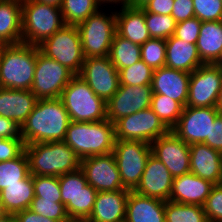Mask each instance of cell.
<instances>
[{
  "label": "cell",
  "mask_w": 222,
  "mask_h": 222,
  "mask_svg": "<svg viewBox=\"0 0 222 222\" xmlns=\"http://www.w3.org/2000/svg\"><path fill=\"white\" fill-rule=\"evenodd\" d=\"M64 25L61 8L22 0V43L38 46Z\"/></svg>",
  "instance_id": "5b68a950"
},
{
  "label": "cell",
  "mask_w": 222,
  "mask_h": 222,
  "mask_svg": "<svg viewBox=\"0 0 222 222\" xmlns=\"http://www.w3.org/2000/svg\"><path fill=\"white\" fill-rule=\"evenodd\" d=\"M150 108L159 117L162 123L171 130L177 124L184 106L168 96L153 94Z\"/></svg>",
  "instance_id": "e575fe53"
},
{
  "label": "cell",
  "mask_w": 222,
  "mask_h": 222,
  "mask_svg": "<svg viewBox=\"0 0 222 222\" xmlns=\"http://www.w3.org/2000/svg\"><path fill=\"white\" fill-rule=\"evenodd\" d=\"M165 41V67L192 73L195 69L204 65L199 57L196 44L187 43L173 35Z\"/></svg>",
  "instance_id": "484cf974"
},
{
  "label": "cell",
  "mask_w": 222,
  "mask_h": 222,
  "mask_svg": "<svg viewBox=\"0 0 222 222\" xmlns=\"http://www.w3.org/2000/svg\"><path fill=\"white\" fill-rule=\"evenodd\" d=\"M24 151L22 138H0V162L19 157Z\"/></svg>",
  "instance_id": "f6af8a7d"
},
{
  "label": "cell",
  "mask_w": 222,
  "mask_h": 222,
  "mask_svg": "<svg viewBox=\"0 0 222 222\" xmlns=\"http://www.w3.org/2000/svg\"><path fill=\"white\" fill-rule=\"evenodd\" d=\"M16 222H60L42 215L32 212L30 209H25L14 214Z\"/></svg>",
  "instance_id": "f907efd6"
},
{
  "label": "cell",
  "mask_w": 222,
  "mask_h": 222,
  "mask_svg": "<svg viewBox=\"0 0 222 222\" xmlns=\"http://www.w3.org/2000/svg\"><path fill=\"white\" fill-rule=\"evenodd\" d=\"M203 209L208 222H222V184L212 187Z\"/></svg>",
  "instance_id": "b9f144b4"
},
{
  "label": "cell",
  "mask_w": 222,
  "mask_h": 222,
  "mask_svg": "<svg viewBox=\"0 0 222 222\" xmlns=\"http://www.w3.org/2000/svg\"><path fill=\"white\" fill-rule=\"evenodd\" d=\"M129 192L128 189L98 192L85 222H124Z\"/></svg>",
  "instance_id": "44dd1931"
},
{
  "label": "cell",
  "mask_w": 222,
  "mask_h": 222,
  "mask_svg": "<svg viewBox=\"0 0 222 222\" xmlns=\"http://www.w3.org/2000/svg\"><path fill=\"white\" fill-rule=\"evenodd\" d=\"M152 96L151 85H120L106 102L107 119L115 123L122 117L150 108Z\"/></svg>",
  "instance_id": "2e32d148"
},
{
  "label": "cell",
  "mask_w": 222,
  "mask_h": 222,
  "mask_svg": "<svg viewBox=\"0 0 222 222\" xmlns=\"http://www.w3.org/2000/svg\"><path fill=\"white\" fill-rule=\"evenodd\" d=\"M196 46L204 64H218L222 60V20L202 22Z\"/></svg>",
  "instance_id": "83f0119b"
},
{
  "label": "cell",
  "mask_w": 222,
  "mask_h": 222,
  "mask_svg": "<svg viewBox=\"0 0 222 222\" xmlns=\"http://www.w3.org/2000/svg\"><path fill=\"white\" fill-rule=\"evenodd\" d=\"M0 41L22 43V0H0Z\"/></svg>",
  "instance_id": "4316f807"
},
{
  "label": "cell",
  "mask_w": 222,
  "mask_h": 222,
  "mask_svg": "<svg viewBox=\"0 0 222 222\" xmlns=\"http://www.w3.org/2000/svg\"><path fill=\"white\" fill-rule=\"evenodd\" d=\"M190 76L191 73L165 66L155 69L151 84L153 94L168 96L186 107Z\"/></svg>",
  "instance_id": "d6986e66"
},
{
  "label": "cell",
  "mask_w": 222,
  "mask_h": 222,
  "mask_svg": "<svg viewBox=\"0 0 222 222\" xmlns=\"http://www.w3.org/2000/svg\"><path fill=\"white\" fill-rule=\"evenodd\" d=\"M123 186L133 191L140 182L149 156V143L143 141L116 140L112 151Z\"/></svg>",
  "instance_id": "9c48e42d"
},
{
  "label": "cell",
  "mask_w": 222,
  "mask_h": 222,
  "mask_svg": "<svg viewBox=\"0 0 222 222\" xmlns=\"http://www.w3.org/2000/svg\"><path fill=\"white\" fill-rule=\"evenodd\" d=\"M201 23L202 21L197 17L176 23L173 36L182 39L187 43L196 44L200 34Z\"/></svg>",
  "instance_id": "ee69618b"
},
{
  "label": "cell",
  "mask_w": 222,
  "mask_h": 222,
  "mask_svg": "<svg viewBox=\"0 0 222 222\" xmlns=\"http://www.w3.org/2000/svg\"><path fill=\"white\" fill-rule=\"evenodd\" d=\"M218 65L221 67L222 69V60L218 63Z\"/></svg>",
  "instance_id": "91938a15"
},
{
  "label": "cell",
  "mask_w": 222,
  "mask_h": 222,
  "mask_svg": "<svg viewBox=\"0 0 222 222\" xmlns=\"http://www.w3.org/2000/svg\"><path fill=\"white\" fill-rule=\"evenodd\" d=\"M124 222H165V201L130 191Z\"/></svg>",
  "instance_id": "cb8c5ba5"
},
{
  "label": "cell",
  "mask_w": 222,
  "mask_h": 222,
  "mask_svg": "<svg viewBox=\"0 0 222 222\" xmlns=\"http://www.w3.org/2000/svg\"><path fill=\"white\" fill-rule=\"evenodd\" d=\"M151 0H130V6L143 8Z\"/></svg>",
  "instance_id": "db71d44e"
},
{
  "label": "cell",
  "mask_w": 222,
  "mask_h": 222,
  "mask_svg": "<svg viewBox=\"0 0 222 222\" xmlns=\"http://www.w3.org/2000/svg\"><path fill=\"white\" fill-rule=\"evenodd\" d=\"M154 70L142 60L119 71L120 85H151Z\"/></svg>",
  "instance_id": "d590c367"
},
{
  "label": "cell",
  "mask_w": 222,
  "mask_h": 222,
  "mask_svg": "<svg viewBox=\"0 0 222 222\" xmlns=\"http://www.w3.org/2000/svg\"><path fill=\"white\" fill-rule=\"evenodd\" d=\"M215 108H216V110H217L220 114H222V88H221V91H220L219 94H218V99H217Z\"/></svg>",
  "instance_id": "9f6ffc18"
},
{
  "label": "cell",
  "mask_w": 222,
  "mask_h": 222,
  "mask_svg": "<svg viewBox=\"0 0 222 222\" xmlns=\"http://www.w3.org/2000/svg\"><path fill=\"white\" fill-rule=\"evenodd\" d=\"M165 222H208L203 206L165 201Z\"/></svg>",
  "instance_id": "836d02e7"
},
{
  "label": "cell",
  "mask_w": 222,
  "mask_h": 222,
  "mask_svg": "<svg viewBox=\"0 0 222 222\" xmlns=\"http://www.w3.org/2000/svg\"><path fill=\"white\" fill-rule=\"evenodd\" d=\"M38 47L46 57L65 66L74 75L80 74L85 57L80 33L76 25L65 24L55 34L39 44Z\"/></svg>",
  "instance_id": "52a82bcc"
},
{
  "label": "cell",
  "mask_w": 222,
  "mask_h": 222,
  "mask_svg": "<svg viewBox=\"0 0 222 222\" xmlns=\"http://www.w3.org/2000/svg\"><path fill=\"white\" fill-rule=\"evenodd\" d=\"M210 147L222 153V114H219L210 130Z\"/></svg>",
  "instance_id": "681fc988"
},
{
  "label": "cell",
  "mask_w": 222,
  "mask_h": 222,
  "mask_svg": "<svg viewBox=\"0 0 222 222\" xmlns=\"http://www.w3.org/2000/svg\"><path fill=\"white\" fill-rule=\"evenodd\" d=\"M219 114L215 107L186 106L170 131L189 145L203 143L210 146L211 125Z\"/></svg>",
  "instance_id": "7c38bea8"
},
{
  "label": "cell",
  "mask_w": 222,
  "mask_h": 222,
  "mask_svg": "<svg viewBox=\"0 0 222 222\" xmlns=\"http://www.w3.org/2000/svg\"><path fill=\"white\" fill-rule=\"evenodd\" d=\"M115 126L108 119L99 122L70 121L64 142L83 159L113 151Z\"/></svg>",
  "instance_id": "7a4b0ae2"
},
{
  "label": "cell",
  "mask_w": 222,
  "mask_h": 222,
  "mask_svg": "<svg viewBox=\"0 0 222 222\" xmlns=\"http://www.w3.org/2000/svg\"><path fill=\"white\" fill-rule=\"evenodd\" d=\"M29 209L36 214L55 221L72 222L67 214L65 205L62 203H56L54 200L34 197Z\"/></svg>",
  "instance_id": "f35d334b"
},
{
  "label": "cell",
  "mask_w": 222,
  "mask_h": 222,
  "mask_svg": "<svg viewBox=\"0 0 222 222\" xmlns=\"http://www.w3.org/2000/svg\"><path fill=\"white\" fill-rule=\"evenodd\" d=\"M173 7L174 0H151L142 9L144 12L171 15Z\"/></svg>",
  "instance_id": "7dc6e473"
},
{
  "label": "cell",
  "mask_w": 222,
  "mask_h": 222,
  "mask_svg": "<svg viewBox=\"0 0 222 222\" xmlns=\"http://www.w3.org/2000/svg\"><path fill=\"white\" fill-rule=\"evenodd\" d=\"M35 197L54 200L61 203V190L58 177L55 176H32Z\"/></svg>",
  "instance_id": "ab89813d"
},
{
  "label": "cell",
  "mask_w": 222,
  "mask_h": 222,
  "mask_svg": "<svg viewBox=\"0 0 222 222\" xmlns=\"http://www.w3.org/2000/svg\"><path fill=\"white\" fill-rule=\"evenodd\" d=\"M0 138H22L21 126L15 121L0 116Z\"/></svg>",
  "instance_id": "c3c4849f"
},
{
  "label": "cell",
  "mask_w": 222,
  "mask_h": 222,
  "mask_svg": "<svg viewBox=\"0 0 222 222\" xmlns=\"http://www.w3.org/2000/svg\"><path fill=\"white\" fill-rule=\"evenodd\" d=\"M73 76L65 66L39 51L31 91L38 99L60 98Z\"/></svg>",
  "instance_id": "8fae6325"
},
{
  "label": "cell",
  "mask_w": 222,
  "mask_h": 222,
  "mask_svg": "<svg viewBox=\"0 0 222 222\" xmlns=\"http://www.w3.org/2000/svg\"><path fill=\"white\" fill-rule=\"evenodd\" d=\"M100 6L104 3H110V4H121L122 6L121 7H124V6H130V0H98Z\"/></svg>",
  "instance_id": "816d5d0a"
},
{
  "label": "cell",
  "mask_w": 222,
  "mask_h": 222,
  "mask_svg": "<svg viewBox=\"0 0 222 222\" xmlns=\"http://www.w3.org/2000/svg\"><path fill=\"white\" fill-rule=\"evenodd\" d=\"M150 146L152 155L166 166L174 178L190 173V145L172 131L154 140Z\"/></svg>",
  "instance_id": "e0dca14e"
},
{
  "label": "cell",
  "mask_w": 222,
  "mask_h": 222,
  "mask_svg": "<svg viewBox=\"0 0 222 222\" xmlns=\"http://www.w3.org/2000/svg\"><path fill=\"white\" fill-rule=\"evenodd\" d=\"M171 16L176 23L195 17L193 0H174Z\"/></svg>",
  "instance_id": "bcb514c9"
},
{
  "label": "cell",
  "mask_w": 222,
  "mask_h": 222,
  "mask_svg": "<svg viewBox=\"0 0 222 222\" xmlns=\"http://www.w3.org/2000/svg\"><path fill=\"white\" fill-rule=\"evenodd\" d=\"M61 190V203L65 205L72 222H77V195L88 184L83 171L62 174L58 177Z\"/></svg>",
  "instance_id": "f546056e"
},
{
  "label": "cell",
  "mask_w": 222,
  "mask_h": 222,
  "mask_svg": "<svg viewBox=\"0 0 222 222\" xmlns=\"http://www.w3.org/2000/svg\"><path fill=\"white\" fill-rule=\"evenodd\" d=\"M3 89L2 83H1V79H0V90Z\"/></svg>",
  "instance_id": "94428289"
},
{
  "label": "cell",
  "mask_w": 222,
  "mask_h": 222,
  "mask_svg": "<svg viewBox=\"0 0 222 222\" xmlns=\"http://www.w3.org/2000/svg\"><path fill=\"white\" fill-rule=\"evenodd\" d=\"M60 99L70 121L99 122L107 119L106 101L98 97L79 75L72 77Z\"/></svg>",
  "instance_id": "8992f818"
},
{
  "label": "cell",
  "mask_w": 222,
  "mask_h": 222,
  "mask_svg": "<svg viewBox=\"0 0 222 222\" xmlns=\"http://www.w3.org/2000/svg\"><path fill=\"white\" fill-rule=\"evenodd\" d=\"M111 14L99 9L77 25L85 59L109 55L116 34V11Z\"/></svg>",
  "instance_id": "ba28073f"
},
{
  "label": "cell",
  "mask_w": 222,
  "mask_h": 222,
  "mask_svg": "<svg viewBox=\"0 0 222 222\" xmlns=\"http://www.w3.org/2000/svg\"><path fill=\"white\" fill-rule=\"evenodd\" d=\"M79 76L106 102L120 86L119 72L108 56L86 58Z\"/></svg>",
  "instance_id": "5bb4252c"
},
{
  "label": "cell",
  "mask_w": 222,
  "mask_h": 222,
  "mask_svg": "<svg viewBox=\"0 0 222 222\" xmlns=\"http://www.w3.org/2000/svg\"><path fill=\"white\" fill-rule=\"evenodd\" d=\"M5 45L0 41V50L4 47Z\"/></svg>",
  "instance_id": "680465c9"
},
{
  "label": "cell",
  "mask_w": 222,
  "mask_h": 222,
  "mask_svg": "<svg viewBox=\"0 0 222 222\" xmlns=\"http://www.w3.org/2000/svg\"><path fill=\"white\" fill-rule=\"evenodd\" d=\"M222 88V69L218 64H204L190 76L186 106L215 107Z\"/></svg>",
  "instance_id": "4fadbf2b"
},
{
  "label": "cell",
  "mask_w": 222,
  "mask_h": 222,
  "mask_svg": "<svg viewBox=\"0 0 222 222\" xmlns=\"http://www.w3.org/2000/svg\"><path fill=\"white\" fill-rule=\"evenodd\" d=\"M174 177L166 166L152 154L149 156L135 193L169 201Z\"/></svg>",
  "instance_id": "ac0fdd59"
},
{
  "label": "cell",
  "mask_w": 222,
  "mask_h": 222,
  "mask_svg": "<svg viewBox=\"0 0 222 222\" xmlns=\"http://www.w3.org/2000/svg\"><path fill=\"white\" fill-rule=\"evenodd\" d=\"M30 175L29 160L24 151L19 157L0 162V191L20 183Z\"/></svg>",
  "instance_id": "1f68e13d"
},
{
  "label": "cell",
  "mask_w": 222,
  "mask_h": 222,
  "mask_svg": "<svg viewBox=\"0 0 222 222\" xmlns=\"http://www.w3.org/2000/svg\"><path fill=\"white\" fill-rule=\"evenodd\" d=\"M190 173L222 184V153L203 143L190 144Z\"/></svg>",
  "instance_id": "ffe728a7"
},
{
  "label": "cell",
  "mask_w": 222,
  "mask_h": 222,
  "mask_svg": "<svg viewBox=\"0 0 222 222\" xmlns=\"http://www.w3.org/2000/svg\"><path fill=\"white\" fill-rule=\"evenodd\" d=\"M116 33L131 42L142 45L151 38L142 8L121 7L116 11Z\"/></svg>",
  "instance_id": "d4e9b609"
},
{
  "label": "cell",
  "mask_w": 222,
  "mask_h": 222,
  "mask_svg": "<svg viewBox=\"0 0 222 222\" xmlns=\"http://www.w3.org/2000/svg\"><path fill=\"white\" fill-rule=\"evenodd\" d=\"M34 197V185L31 174L26 179L21 180L20 183L9 185L0 191L3 212L6 214H15L29 209Z\"/></svg>",
  "instance_id": "f1b7e54d"
},
{
  "label": "cell",
  "mask_w": 222,
  "mask_h": 222,
  "mask_svg": "<svg viewBox=\"0 0 222 222\" xmlns=\"http://www.w3.org/2000/svg\"><path fill=\"white\" fill-rule=\"evenodd\" d=\"M0 222H16L14 214H2L0 215Z\"/></svg>",
  "instance_id": "11a10c76"
},
{
  "label": "cell",
  "mask_w": 222,
  "mask_h": 222,
  "mask_svg": "<svg viewBox=\"0 0 222 222\" xmlns=\"http://www.w3.org/2000/svg\"><path fill=\"white\" fill-rule=\"evenodd\" d=\"M70 123L60 98L38 99L34 109L21 126L25 145L64 141Z\"/></svg>",
  "instance_id": "6da1fadb"
},
{
  "label": "cell",
  "mask_w": 222,
  "mask_h": 222,
  "mask_svg": "<svg viewBox=\"0 0 222 222\" xmlns=\"http://www.w3.org/2000/svg\"><path fill=\"white\" fill-rule=\"evenodd\" d=\"M34 1L42 3V4L52 5L58 8L61 7L62 2H63V0H34Z\"/></svg>",
  "instance_id": "f5cc1de1"
},
{
  "label": "cell",
  "mask_w": 222,
  "mask_h": 222,
  "mask_svg": "<svg viewBox=\"0 0 222 222\" xmlns=\"http://www.w3.org/2000/svg\"><path fill=\"white\" fill-rule=\"evenodd\" d=\"M194 13L202 22L222 20V0H193Z\"/></svg>",
  "instance_id": "60d3db41"
},
{
  "label": "cell",
  "mask_w": 222,
  "mask_h": 222,
  "mask_svg": "<svg viewBox=\"0 0 222 222\" xmlns=\"http://www.w3.org/2000/svg\"><path fill=\"white\" fill-rule=\"evenodd\" d=\"M32 176H55L76 171L80 158L64 141L25 145Z\"/></svg>",
  "instance_id": "3957f363"
},
{
  "label": "cell",
  "mask_w": 222,
  "mask_h": 222,
  "mask_svg": "<svg viewBox=\"0 0 222 222\" xmlns=\"http://www.w3.org/2000/svg\"><path fill=\"white\" fill-rule=\"evenodd\" d=\"M114 126L116 140L143 141L149 144L170 131L151 108L122 117Z\"/></svg>",
  "instance_id": "30bf717a"
},
{
  "label": "cell",
  "mask_w": 222,
  "mask_h": 222,
  "mask_svg": "<svg viewBox=\"0 0 222 222\" xmlns=\"http://www.w3.org/2000/svg\"><path fill=\"white\" fill-rule=\"evenodd\" d=\"M97 191L87 184L77 195V222H85L91 215Z\"/></svg>",
  "instance_id": "7bdbcfd3"
},
{
  "label": "cell",
  "mask_w": 222,
  "mask_h": 222,
  "mask_svg": "<svg viewBox=\"0 0 222 222\" xmlns=\"http://www.w3.org/2000/svg\"><path fill=\"white\" fill-rule=\"evenodd\" d=\"M80 169L83 171L87 183L97 192L126 189L122 184L112 152L81 159Z\"/></svg>",
  "instance_id": "9a60e30c"
},
{
  "label": "cell",
  "mask_w": 222,
  "mask_h": 222,
  "mask_svg": "<svg viewBox=\"0 0 222 222\" xmlns=\"http://www.w3.org/2000/svg\"><path fill=\"white\" fill-rule=\"evenodd\" d=\"M37 101L38 98L31 90L3 88L0 90V116L22 126Z\"/></svg>",
  "instance_id": "603a6c76"
},
{
  "label": "cell",
  "mask_w": 222,
  "mask_h": 222,
  "mask_svg": "<svg viewBox=\"0 0 222 222\" xmlns=\"http://www.w3.org/2000/svg\"><path fill=\"white\" fill-rule=\"evenodd\" d=\"M100 7L97 0H63L60 8L65 24L77 26Z\"/></svg>",
  "instance_id": "d6a6232c"
},
{
  "label": "cell",
  "mask_w": 222,
  "mask_h": 222,
  "mask_svg": "<svg viewBox=\"0 0 222 222\" xmlns=\"http://www.w3.org/2000/svg\"><path fill=\"white\" fill-rule=\"evenodd\" d=\"M145 21L151 38L166 40L174 34L176 21L171 15L145 12Z\"/></svg>",
  "instance_id": "74e56055"
},
{
  "label": "cell",
  "mask_w": 222,
  "mask_h": 222,
  "mask_svg": "<svg viewBox=\"0 0 222 222\" xmlns=\"http://www.w3.org/2000/svg\"><path fill=\"white\" fill-rule=\"evenodd\" d=\"M141 60L153 70L164 67L166 63V41L150 38L141 45Z\"/></svg>",
  "instance_id": "8d00e7d4"
},
{
  "label": "cell",
  "mask_w": 222,
  "mask_h": 222,
  "mask_svg": "<svg viewBox=\"0 0 222 222\" xmlns=\"http://www.w3.org/2000/svg\"><path fill=\"white\" fill-rule=\"evenodd\" d=\"M39 47L25 43L5 45L0 50L3 88L31 90Z\"/></svg>",
  "instance_id": "277c9868"
},
{
  "label": "cell",
  "mask_w": 222,
  "mask_h": 222,
  "mask_svg": "<svg viewBox=\"0 0 222 222\" xmlns=\"http://www.w3.org/2000/svg\"><path fill=\"white\" fill-rule=\"evenodd\" d=\"M4 214L2 204H1V198H0V215Z\"/></svg>",
  "instance_id": "6f0895ef"
},
{
  "label": "cell",
  "mask_w": 222,
  "mask_h": 222,
  "mask_svg": "<svg viewBox=\"0 0 222 222\" xmlns=\"http://www.w3.org/2000/svg\"><path fill=\"white\" fill-rule=\"evenodd\" d=\"M214 186L193 173L175 177L172 183L170 201L182 204H195L203 206Z\"/></svg>",
  "instance_id": "7402d4cb"
},
{
  "label": "cell",
  "mask_w": 222,
  "mask_h": 222,
  "mask_svg": "<svg viewBox=\"0 0 222 222\" xmlns=\"http://www.w3.org/2000/svg\"><path fill=\"white\" fill-rule=\"evenodd\" d=\"M108 57L118 72L141 60V45L131 42L117 33L114 35Z\"/></svg>",
  "instance_id": "4dcf8cb0"
}]
</instances>
